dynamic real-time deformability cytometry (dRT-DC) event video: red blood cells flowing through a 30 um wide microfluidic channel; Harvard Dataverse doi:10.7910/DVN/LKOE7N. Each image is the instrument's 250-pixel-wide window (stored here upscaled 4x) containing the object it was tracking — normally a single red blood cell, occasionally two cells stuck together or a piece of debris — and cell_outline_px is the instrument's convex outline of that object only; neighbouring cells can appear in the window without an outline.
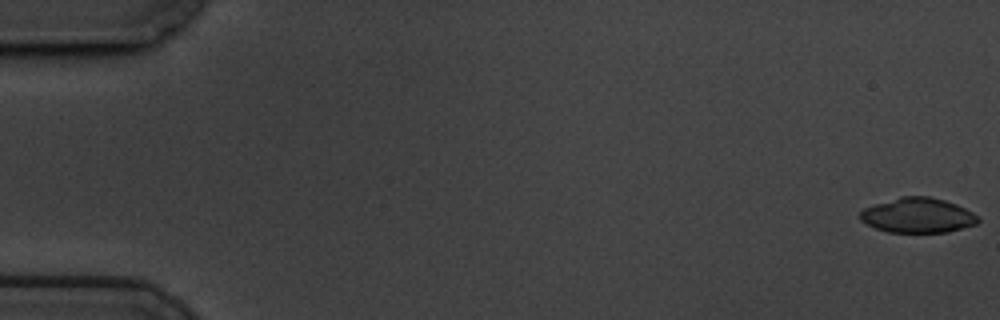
{"species": "common noctule bat (a hibernating species)", "species_latin": "Nyctalus noctula", "temperature_condition": "cold", "stored_images_in_passage": 59, "camera_frame_rate_fps": 3000, "um_per_image_px": 0.085, "animal": {"sex": "male", "body_mass_g": 19.5, "forearm_length_mm": 54.6}, "frame": {"image": 1, "passage_image": 1, "time_ms": 0.0, "image_size_px": [1000, 320], "cell_outline_px": [[980, 220], [976, 224], [948, 232], [888, 232], [876, 228], [860, 220], [860, 212], [864, 208], [900, 196], [928, 196], [944, 200], [956, 204], [972, 212]], "centroid_in_image_um": [78.01, 18.3], "position_along_channel_um": 7.0, "area_um2": 23.76}}
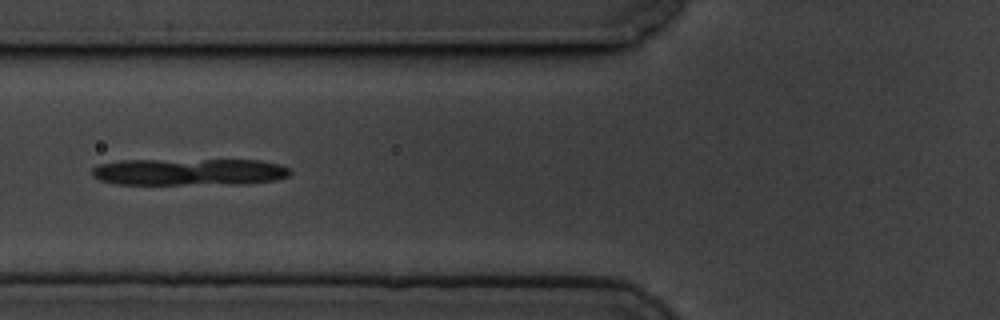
{"frame": {"image": 2, "passage_image": 23, "time_ms": 7.333, "image_size_px": [1000, 320], "cell_outline_px": [[292, 172], [288, 176], [276, 180], [244, 184], [116, 184], [100, 180], [92, 176], [92, 168], [100, 164], [120, 160], [260, 160], [280, 164], [288, 168]], "centroid_in_image_um": [16.1, 14.61], "position_along_channel_um": 109.7, "area_um2": 31.27}}
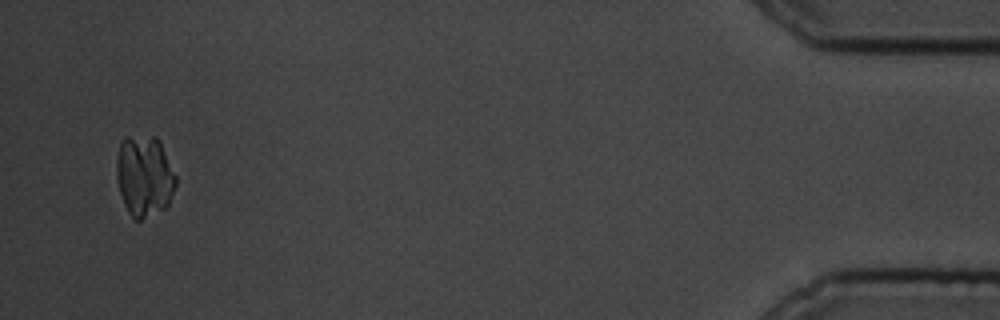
{"frame": {"image": 3, "passage_image": 57, "time_ms": 18.667, "image_size_px": [1000, 320], "cell_outline_px": [[176, 184], [168, 204], [164, 208], [140, 220], [136, 220], [128, 212], [124, 204], [120, 192], [116, 176], [116, 160], [120, 140], [124, 136], [156, 136], [160, 140], [176, 176]], "centroid_in_image_um": [12.25, 14.92], "position_along_channel_um": 422.9, "area_um2": 28.15}}